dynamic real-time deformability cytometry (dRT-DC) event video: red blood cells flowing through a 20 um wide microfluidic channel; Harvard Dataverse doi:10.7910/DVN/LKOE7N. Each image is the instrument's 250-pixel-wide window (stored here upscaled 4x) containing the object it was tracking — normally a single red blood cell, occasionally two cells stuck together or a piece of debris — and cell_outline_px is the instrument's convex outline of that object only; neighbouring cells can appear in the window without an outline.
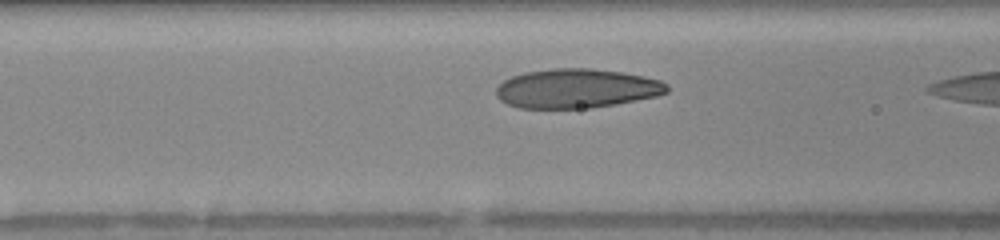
{"species": "human", "species_latin": "Homo sapiens", "temperature_condition": "warm", "stored_images_in_passage": 7, "camera_frame_rate_fps": 3000, "um_per_image_px": 0.085, "donor": {"sex": "female"}, "frame": {"image": 1, "passage_image": 6, "time_ms": 2.0, "image_size_px": [1000, 240], "cell_outline_px": [[668, 92], [656, 96], [616, 104], [592, 108], [520, 108], [508, 104], [500, 100], [496, 96], [496, 88], [504, 80], [512, 76], [524, 72], [552, 68], [592, 68], [624, 72], [644, 76], [660, 80], [668, 84]], "centroid_in_image_um": [49.01, 7.51], "position_along_channel_um": 117.6, "area_um2": 39.3}}